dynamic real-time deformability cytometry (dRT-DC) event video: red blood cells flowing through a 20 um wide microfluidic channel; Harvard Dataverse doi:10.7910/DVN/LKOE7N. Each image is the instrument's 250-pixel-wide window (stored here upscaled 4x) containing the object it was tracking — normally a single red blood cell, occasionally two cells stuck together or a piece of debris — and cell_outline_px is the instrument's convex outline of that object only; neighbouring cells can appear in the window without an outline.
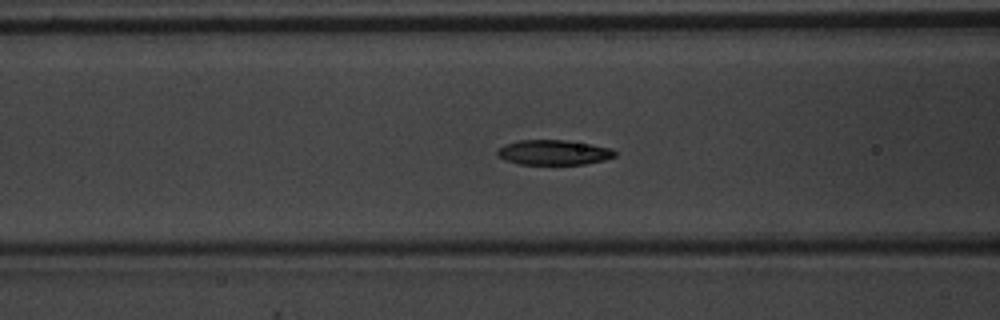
{"species": "common noctule bat (a hibernating species)", "species_latin": "Nyctalus noctula", "temperature_condition": "warm", "stored_images_in_passage": 48, "segment_of_instrument_passage": [1, 2], "camera_frame_rate_fps": 3000, "um_per_image_px": 0.085, "animal": {"sex": "male", "body_mass_g": 20.1, "forearm_length_mm": 53.5}, "frame": {"image": 1, "passage_image": 17, "time_ms": 5.333, "image_size_px": [1000, 320], "cell_outline_px": [[616, 156], [604, 160], [584, 164], [516, 164], [504, 160], [496, 156], [496, 152], [504, 144], [520, 140], [564, 140], [612, 148], [616, 152]], "centroid_in_image_um": [47.02, 12.96], "position_along_channel_um": 119.6, "area_um2": 17.11}}
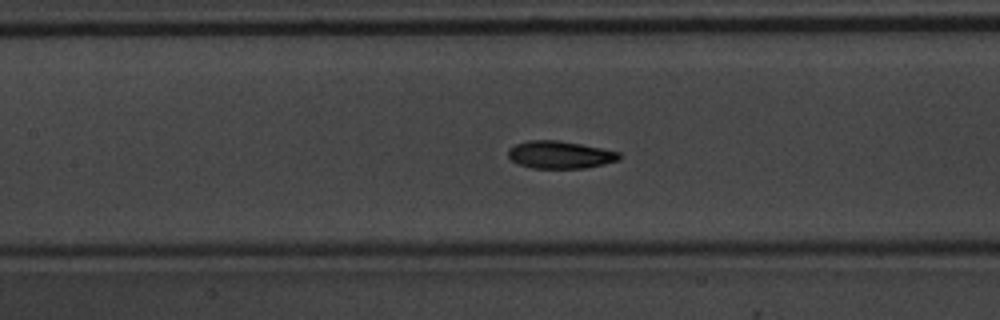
{"frame": {"image": 2, "passage_image": 20, "time_ms": 6.333, "image_size_px": [1000, 320], "cell_outline_px": [[620, 160], [588, 168], [532, 168], [520, 164], [512, 160], [508, 156], [508, 148], [516, 144], [528, 140], [556, 140], [580, 144], [620, 152]], "centroid_in_image_um": [47.6, 13.16], "position_along_channel_um": 159.8, "area_um2": 17.74}}
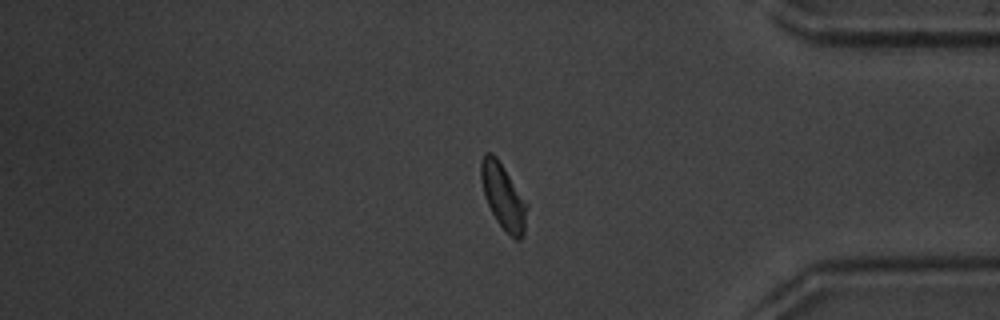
{"frame": {"image": 3, "passage_image": 39, "time_ms": 12.667, "image_size_px": [1000, 320], "cell_outline_px": [[528, 208], [524, 236], [520, 240], [516, 240], [496, 220], [488, 204], [480, 180], [480, 164], [484, 152], [492, 152], [496, 156], [528, 204]], "centroid_in_image_um": [42.78, 16.69], "position_along_channel_um": 392.4, "area_um2": 17.4}}